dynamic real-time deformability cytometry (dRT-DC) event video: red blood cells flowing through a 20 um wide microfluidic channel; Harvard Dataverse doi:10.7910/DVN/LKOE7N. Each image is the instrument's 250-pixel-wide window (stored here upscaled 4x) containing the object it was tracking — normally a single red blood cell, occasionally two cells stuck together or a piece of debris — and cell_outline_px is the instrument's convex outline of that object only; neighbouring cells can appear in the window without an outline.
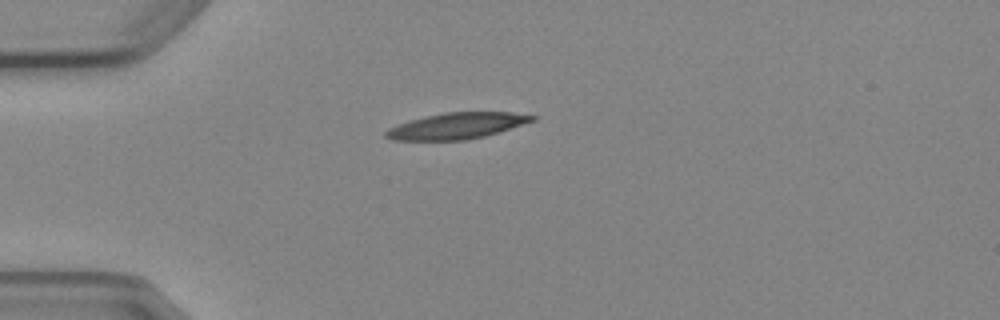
{"species": "Egyptian fruit bat (a non-hibernating species)", "species_latin": "Rousettus aegyptiacus", "temperature_condition": "cold", "stored_images_in_passage": 3, "camera_frame_rate_fps": 3000, "um_per_image_px": 0.085, "animal": {"sex": "female"}, "frame": {"image": 1, "passage_image": 1, "time_ms": 0.0, "image_size_px": [1000, 320], "cell_outline_px": [[536, 120], [484, 136], [464, 140], [392, 140], [384, 136], [384, 132], [388, 128], [408, 120], [424, 116], [444, 112], [512, 112], [536, 116]], "centroid_in_image_um": [38.78, 10.69], "position_along_channel_um": 46.2, "area_um2": 22.25}}
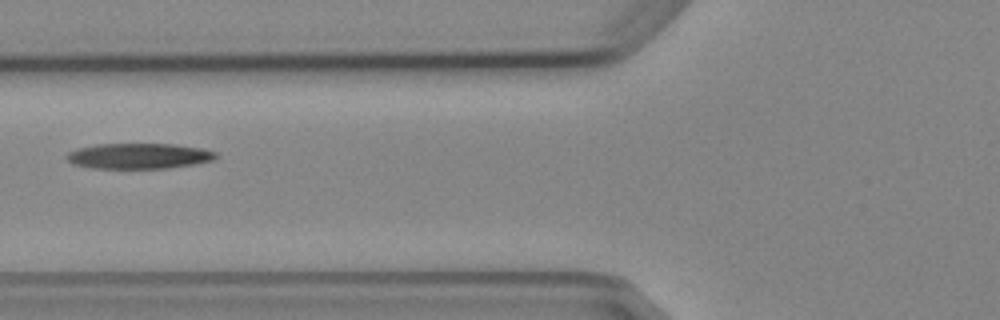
{"frame": {"image": 2, "passage_image": 3, "time_ms": 2.333, "image_size_px": [1000, 320], "cell_outline_px": [[220, 156], [216, 160], [196, 164], [168, 168], [92, 168], [72, 164], [64, 156], [68, 152], [76, 148], [96, 144], [172, 144], [200, 148], [216, 152]], "centroid_in_image_um": [11.81, 13.26], "position_along_channel_um": 114.0, "area_um2": 22.43}}